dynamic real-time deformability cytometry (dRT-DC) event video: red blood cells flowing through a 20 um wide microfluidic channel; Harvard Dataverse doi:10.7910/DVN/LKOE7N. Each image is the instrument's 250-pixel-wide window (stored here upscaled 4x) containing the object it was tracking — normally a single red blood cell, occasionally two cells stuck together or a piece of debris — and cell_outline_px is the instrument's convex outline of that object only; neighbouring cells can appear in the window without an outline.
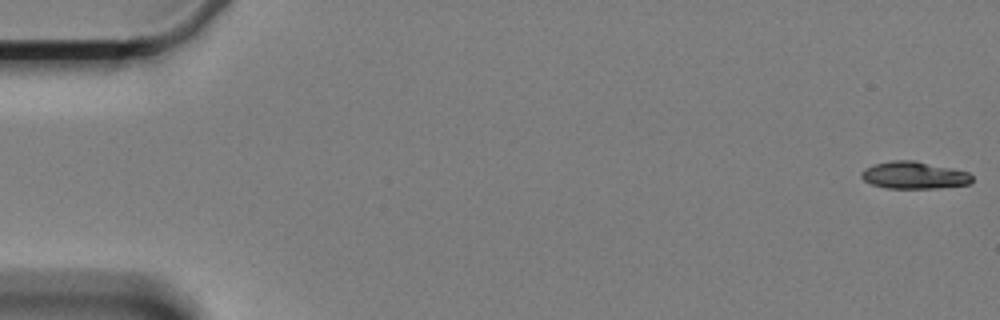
{"species": "Egyptian fruit bat (a non-hibernating species)", "species_latin": "Rousettus aegyptiacus", "temperature_condition": "cold", "stored_images_in_passage": 6, "camera_frame_rate_fps": 3000, "um_per_image_px": 0.085, "animal": {"sex": "female"}, "frame": {"image": 1, "passage_image": 1, "time_ms": 0.0, "image_size_px": [1000, 320], "cell_outline_px": [[972, 180], [968, 184], [936, 188], [888, 188], [872, 184], [864, 180], [860, 176], [860, 172], [864, 168], [872, 164], [892, 160], [916, 160], [952, 168], [968, 172], [972, 176]], "centroid_in_image_um": [77.66, 14.88], "position_along_channel_um": 7.3, "area_um2": 17.63}}
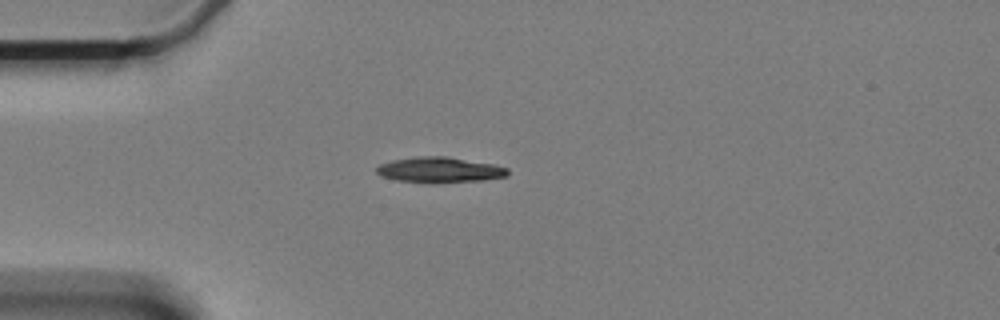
{"frame": {"image": 2, "passage_image": 5, "time_ms": 5.0, "image_size_px": [1000, 320], "cell_outline_px": [[508, 176], [484, 180], [396, 180], [380, 176], [376, 172], [376, 168], [380, 164], [392, 160], [416, 156], [448, 156], [496, 164], [508, 168]], "centroid_in_image_um": [37.4, 14.38], "position_along_channel_um": 47.6, "area_um2": 18.73}}